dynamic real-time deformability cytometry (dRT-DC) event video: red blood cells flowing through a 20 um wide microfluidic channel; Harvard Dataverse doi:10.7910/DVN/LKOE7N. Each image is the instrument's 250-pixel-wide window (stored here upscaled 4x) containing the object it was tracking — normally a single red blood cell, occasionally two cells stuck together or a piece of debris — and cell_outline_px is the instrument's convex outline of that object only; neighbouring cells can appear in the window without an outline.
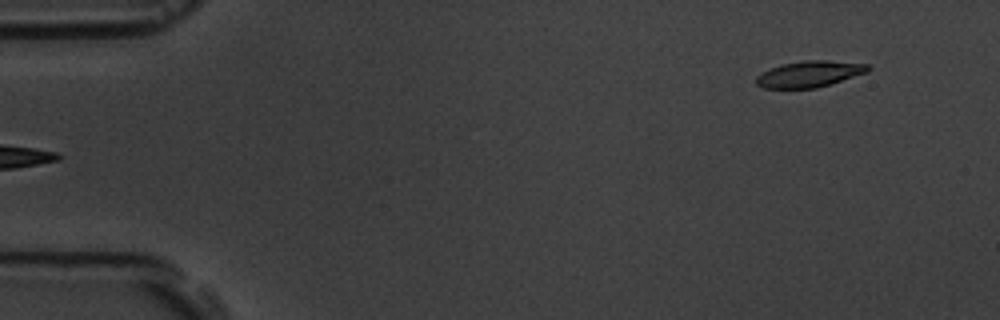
{"species": "common noctule bat (a hibernating species)", "species_latin": "Nyctalus noctula", "temperature_condition": "room temperature", "stored_images_in_passage": 6, "segment_of_instrument_passage": [2, 2], "camera_frame_rate_fps": 3000, "um_per_image_px": 0.085, "animal": {"sex": "male", "body_mass_g": 19.5, "forearm_length_mm": 54.6}, "frame": {"image": 1, "passage_image": 6, "time_ms": 6.333, "image_size_px": [1000, 320], "cell_outline_px": [[872, 68], [868, 72], [816, 88], [764, 88], [756, 84], [756, 76], [760, 72], [780, 64], [800, 60], [824, 60], [868, 64]], "centroid_in_image_um": [68.77, 6.28], "position_along_channel_um": 16.2, "area_um2": 17.17}}